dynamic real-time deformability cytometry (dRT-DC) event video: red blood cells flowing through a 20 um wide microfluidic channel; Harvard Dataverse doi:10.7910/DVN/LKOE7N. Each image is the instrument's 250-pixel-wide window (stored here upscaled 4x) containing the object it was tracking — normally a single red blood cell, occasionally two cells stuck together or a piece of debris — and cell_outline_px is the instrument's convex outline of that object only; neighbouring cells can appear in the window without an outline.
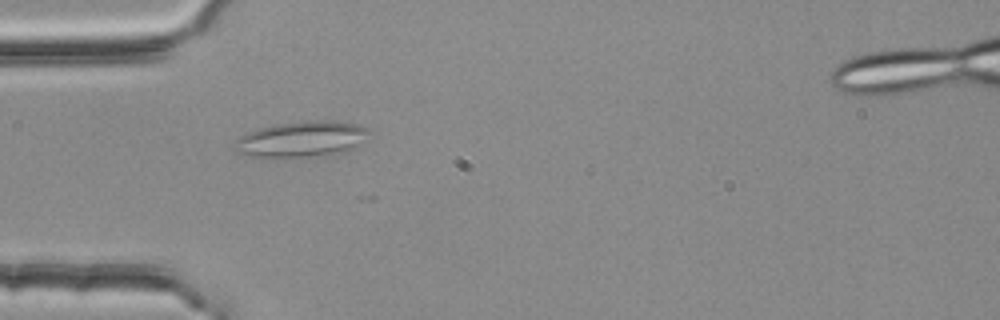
{"species": "common noctule bat (a hibernating species)", "species_latin": "Nyctalus noctula", "temperature_condition": "room temperature", "stored_images_in_passage": 10, "camera_frame_rate_fps": 3000, "um_per_image_px": 0.085, "animal": {"sex": "female", "body_mass_g": 25.1}, "frame": {"image": 1, "passage_image": 1, "time_ms": 0.0, "image_size_px": [1000, 320], "cell_outline_px": [[368, 132], [356, 148], [344, 152], [324, 156], [276, 160], [248, 156], [232, 152], [232, 144], [240, 136], [248, 132], [260, 128], [276, 124], [316, 120], [332, 120], [356, 124], [368, 128]], "centroid_in_image_um": [25.53, 11.89], "position_along_channel_um": 59.5, "area_um2": 29.07}}
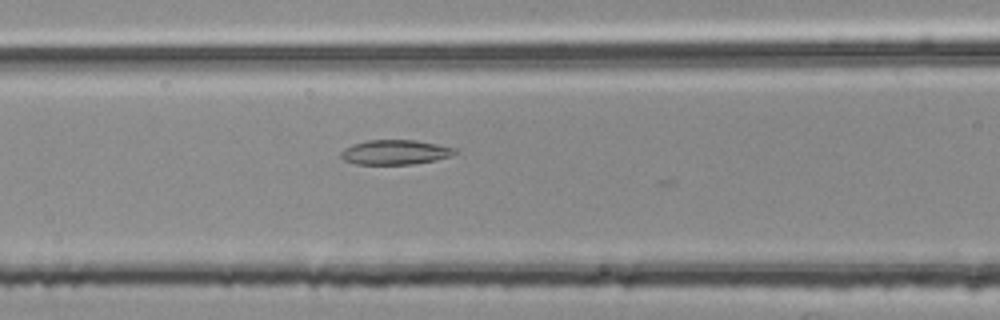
{"frame": {"image": 2, "passage_image": 7, "time_ms": 2.0, "image_size_px": [1000, 320], "cell_outline_px": [[456, 152], [448, 156], [436, 160], [412, 164], [356, 164], [344, 160], [340, 156], [340, 152], [344, 148], [352, 144], [368, 140], [416, 140], [456, 148]], "centroid_in_image_um": [33.54, 12.93], "position_along_channel_um": 133.1, "area_um2": 16.3}}